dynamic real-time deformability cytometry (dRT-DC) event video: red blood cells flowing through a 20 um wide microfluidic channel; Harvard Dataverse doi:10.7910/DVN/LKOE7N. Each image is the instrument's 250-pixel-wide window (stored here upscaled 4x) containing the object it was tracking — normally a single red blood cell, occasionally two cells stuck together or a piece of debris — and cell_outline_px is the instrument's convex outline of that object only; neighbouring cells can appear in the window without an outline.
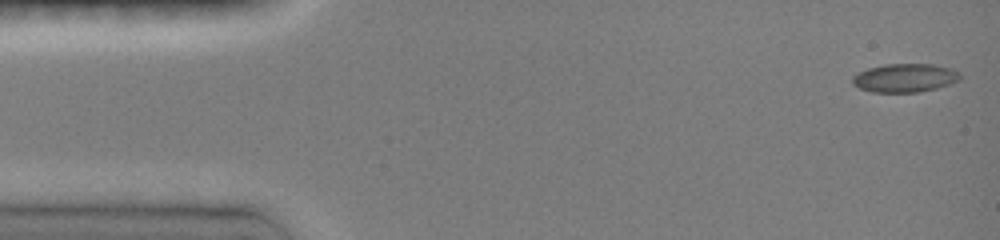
{"species": "common noctule bat (a hibernating species)", "species_latin": "Nyctalus noctula", "temperature_condition": "room temperature", "stored_images_in_passage": 46, "camera_frame_rate_fps": 3000, "um_per_image_px": 0.085, "animal": {"sex": "female", "body_mass_g": 19.0, "forearm_length_mm": 51.5}, "frame": {"image": 1, "passage_image": 1, "time_ms": 0.0, "image_size_px": [1000, 240], "cell_outline_px": [[960, 80], [936, 88], [920, 92], [872, 92], [860, 88], [852, 84], [852, 76], [856, 72], [868, 68], [884, 64], [932, 64], [952, 68], [960, 72]], "centroid_in_image_um": [76.89, 6.61], "position_along_channel_um": 8.1, "area_um2": 18.03}}
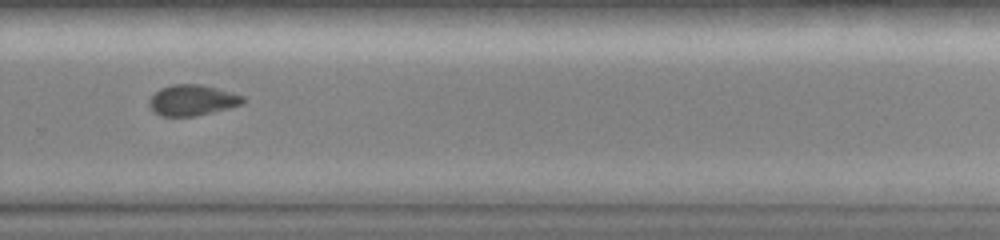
{"frame": {"image": 2, "passage_image": 32, "time_ms": 10.333, "image_size_px": [1000, 240], "cell_outline_px": [[244, 100], [240, 104], [228, 108], [192, 116], [160, 116], [148, 104], [148, 100], [160, 88], [172, 84], [204, 84], [244, 96]], "centroid_in_image_um": [16.32, 8.5], "position_along_channel_um": 313.5, "area_um2": 16.59}}
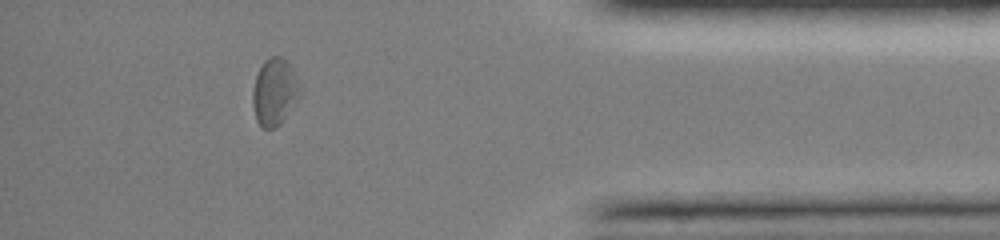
{"frame": {"image": 3, "passage_image": 41, "time_ms": 13.333, "image_size_px": [1000, 240], "cell_outline_px": [[300, 96], [280, 124], [272, 128], [264, 128], [256, 120], [252, 104], [252, 92], [256, 76], [264, 60], [272, 56], [280, 56], [288, 64], [292, 72], [300, 92]], "centroid_in_image_um": [23.29, 7.84], "position_along_channel_um": 411.9, "area_um2": 17.86}, "authors_computed_cell_mechanics": {"area_um2": 17.3111, "velocity_mm_per_s": 4.0767, "shape_relaxation_time_tau1_ms": 3.2235, "shape_relaxation_time_tau2_ms": 8.5298, "deformation_change_tau1": 0.1071, "deformation_change_tau2": 0.1125}}